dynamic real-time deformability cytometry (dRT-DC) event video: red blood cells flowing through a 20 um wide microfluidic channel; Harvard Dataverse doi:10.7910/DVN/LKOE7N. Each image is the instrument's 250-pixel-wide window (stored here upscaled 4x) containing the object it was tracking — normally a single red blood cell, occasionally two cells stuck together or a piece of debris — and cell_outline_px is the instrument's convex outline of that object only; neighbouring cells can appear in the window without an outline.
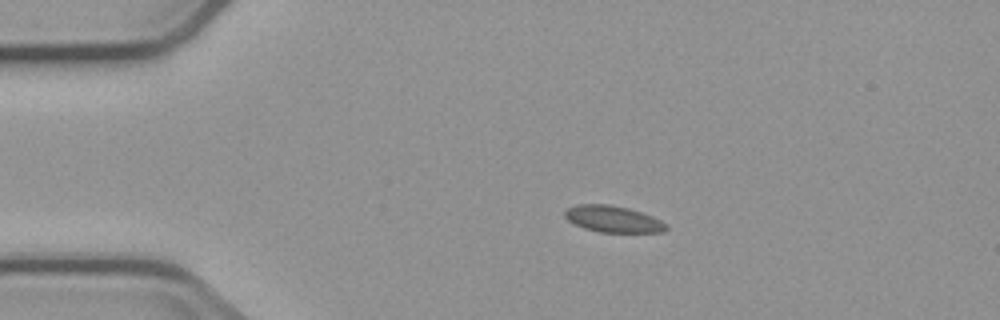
{"species": "common noctule bat (a hibernating species)", "species_latin": "Nyctalus noctula", "temperature_condition": "cold", "stored_images_in_passage": 3, "camera_frame_rate_fps": 3000, "um_per_image_px": 0.085, "animal": {"sex": "male", "body_mass_g": 23.1, "forearm_length_mm": 52.7}, "frame": {"image": 1, "passage_image": 1, "time_ms": 0.0, "image_size_px": [1000, 320], "cell_outline_px": [[668, 228], [660, 232], [600, 232], [584, 228], [568, 220], [564, 216], [564, 212], [568, 208], [576, 204], [608, 204], [628, 208], [652, 216], [668, 224]], "centroid_in_image_um": [52.1, 18.61], "position_along_channel_um": 32.9, "area_um2": 15.55}}
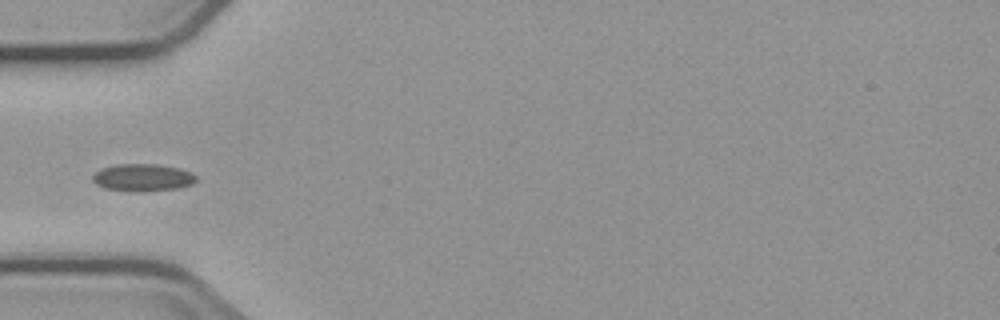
{"frame": {"image": 2, "passage_image": 3, "time_ms": 2.333, "image_size_px": [1000, 320], "cell_outline_px": [[196, 180], [192, 184], [176, 188], [104, 188], [96, 184], [92, 180], [92, 176], [100, 168], [116, 164], [156, 164], [180, 168], [192, 172], [196, 176]], "centroid_in_image_um": [12.13, 15.01], "position_along_channel_um": 72.9, "area_um2": 15.49}}